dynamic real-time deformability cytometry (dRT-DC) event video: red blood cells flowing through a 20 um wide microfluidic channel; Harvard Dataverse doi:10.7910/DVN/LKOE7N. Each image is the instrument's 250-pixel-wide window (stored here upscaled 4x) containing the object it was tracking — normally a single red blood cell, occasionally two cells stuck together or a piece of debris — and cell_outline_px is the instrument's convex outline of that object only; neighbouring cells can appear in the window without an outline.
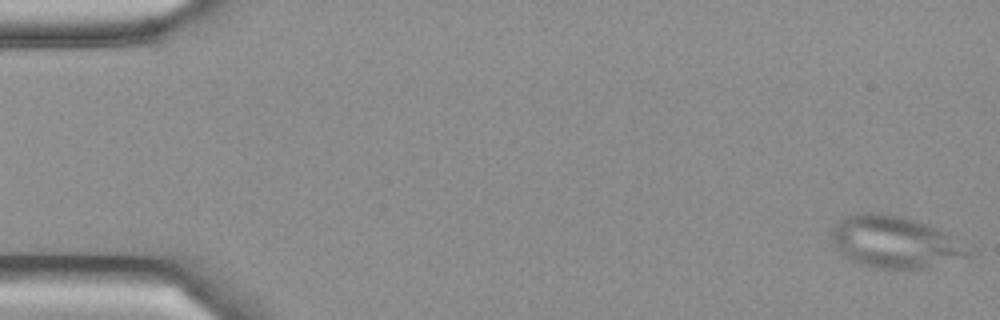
{"species": "Egyptian fruit bat (a non-hibernating species)", "species_latin": "Rousettus aegyptiacus", "temperature_condition": "cold", "stored_images_in_passage": 14, "camera_frame_rate_fps": 3000, "um_per_image_px": 0.085, "frame": {"image": 1, "passage_image": 1, "time_ms": 0.0, "image_size_px": [1000, 320], "cell_outline_px": [[972, 256], [928, 268], [876, 268], [860, 264], [844, 256], [840, 252], [828, 236], [832, 228], [844, 216], [860, 212], [876, 212], [916, 220], [948, 232], [972, 252]], "centroid_in_image_um": [76.05, 20.57], "position_along_channel_um": 9.0, "area_um2": 41.44}}